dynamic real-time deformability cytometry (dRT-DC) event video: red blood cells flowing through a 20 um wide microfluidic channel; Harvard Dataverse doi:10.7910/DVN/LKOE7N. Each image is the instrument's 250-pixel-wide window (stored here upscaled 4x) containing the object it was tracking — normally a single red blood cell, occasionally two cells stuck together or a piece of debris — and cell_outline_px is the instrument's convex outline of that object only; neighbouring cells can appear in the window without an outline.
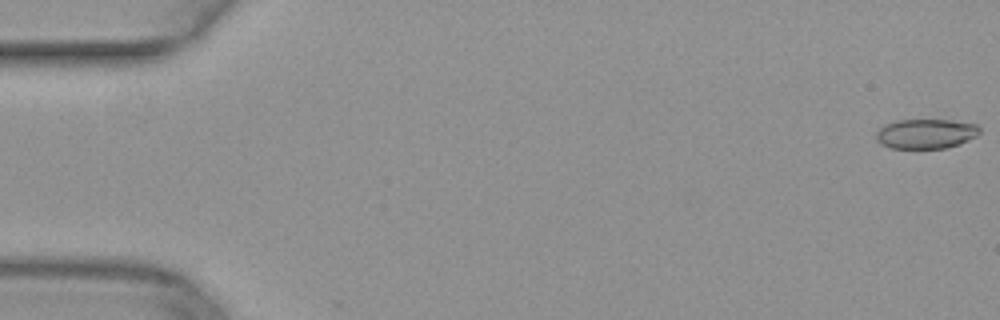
{"species": "common noctule bat (a hibernating species)", "species_latin": "Nyctalus noctula", "temperature_condition": "warm", "stored_images_in_passage": 12, "camera_frame_rate_fps": 3000, "um_per_image_px": 0.085, "animal": {"sex": "female", "body_mass_g": 29.2, "forearm_length_mm": 56.3}, "frame": {"image": 1, "passage_image": 1, "time_ms": 0.0, "image_size_px": [1000, 320], "cell_outline_px": [[980, 132], [976, 136], [960, 144], [944, 148], [892, 148], [880, 144], [876, 140], [876, 132], [884, 124], [896, 120], [952, 120], [976, 124], [980, 128]], "centroid_in_image_um": [78.68, 11.36], "position_along_channel_um": 6.3, "area_um2": 17.98}}